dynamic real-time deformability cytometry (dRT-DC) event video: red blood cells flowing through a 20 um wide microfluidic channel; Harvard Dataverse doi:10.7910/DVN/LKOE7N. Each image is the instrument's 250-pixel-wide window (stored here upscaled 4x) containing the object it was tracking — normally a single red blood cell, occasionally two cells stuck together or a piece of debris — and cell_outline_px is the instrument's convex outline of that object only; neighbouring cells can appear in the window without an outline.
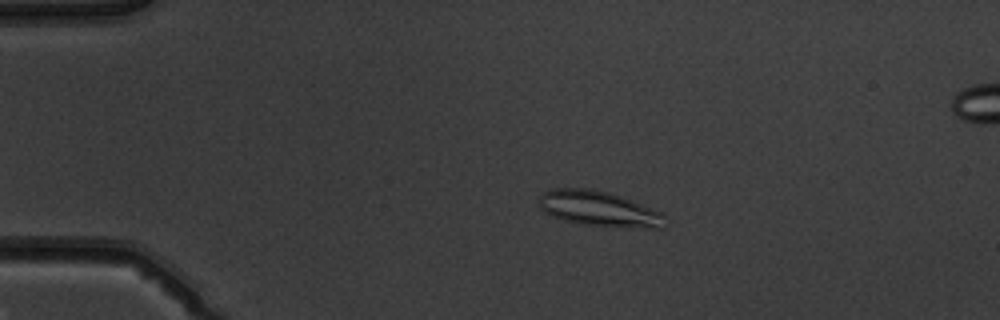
{"species": "common noctule bat (a hibernating species)", "species_latin": "Nyctalus noctula", "temperature_condition": "warm", "stored_images_in_passage": 53, "camera_frame_rate_fps": 3000, "um_per_image_px": 0.085, "animal": {"sex": "male", "body_mass_g": 19.5, "forearm_length_mm": 54.6}, "frame": {"image": 1, "passage_image": 12, "time_ms": 3.667, "image_size_px": [1000, 320], "cell_outline_px": [[668, 220], [664, 228], [648, 228], [580, 224], [564, 220], [552, 216], [544, 212], [540, 208], [540, 196], [544, 192], [552, 188], [592, 188], [608, 192], [632, 200], [660, 212], [668, 216]], "centroid_in_image_um": [50.94, 17.74], "position_along_channel_um": 34.1, "area_um2": 25.95}}
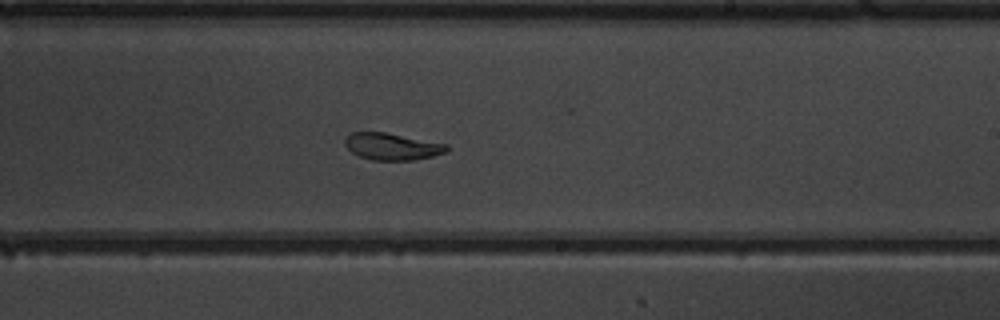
{"frame": {"image": 2, "passage_image": 33, "time_ms": 10.667, "image_size_px": [1000, 320], "cell_outline_px": [[448, 152], [432, 156], [412, 160], [372, 160], [360, 156], [352, 152], [344, 144], [344, 136], [352, 132], [384, 132], [448, 144]], "centroid_in_image_um": [33.31, 12.45], "position_along_channel_um": 255.7, "area_um2": 15.95}}
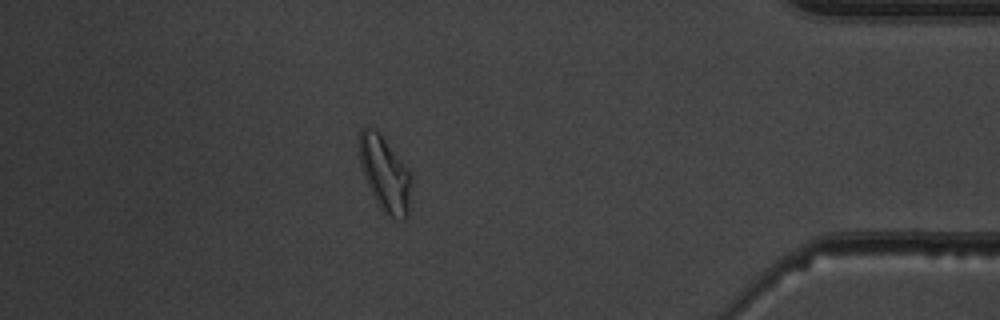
{"frame": {"image": 3, "passage_image": 47, "time_ms": 15.333, "image_size_px": [1000, 320], "cell_outline_px": [[412, 184], [408, 216], [404, 220], [396, 220], [388, 216], [380, 208], [364, 176], [356, 144], [360, 128], [376, 128], [380, 132], [408, 168], [412, 176]], "centroid_in_image_um": [32.72, 14.75], "position_along_channel_um": 402.5, "area_um2": 23.29}, "authors_computed_cell_mechanics": {"area_um2": 20.1144, "velocity_mm_per_s": 3.9201, "shape_relaxation_time_tau1_ms": 6.1155, "shape_relaxation_time_tau2_ms": 2.6392, "deformation_change_tau1": 0.1688, "deformation_change_tau2": 0.0618}}